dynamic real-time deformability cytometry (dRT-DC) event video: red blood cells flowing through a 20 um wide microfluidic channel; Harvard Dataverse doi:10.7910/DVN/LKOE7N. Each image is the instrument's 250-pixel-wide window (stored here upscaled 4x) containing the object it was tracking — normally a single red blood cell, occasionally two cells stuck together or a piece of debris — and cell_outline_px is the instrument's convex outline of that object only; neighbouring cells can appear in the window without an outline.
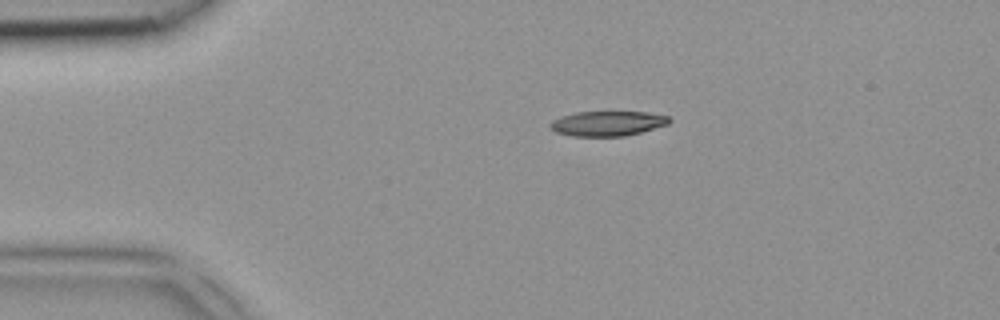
{"species": "common noctule bat (a hibernating species)", "species_latin": "Nyctalus noctula", "temperature_condition": "room temperature", "stored_images_in_passage": 3, "camera_frame_rate_fps": 3000, "um_per_image_px": 0.085, "animal": {"sex": "female", "body_mass_g": 18.4}, "frame": {"image": 1, "passage_image": 3, "time_ms": 0.667, "image_size_px": [1000, 320], "cell_outline_px": [[672, 120], [668, 124], [640, 132], [624, 136], [572, 136], [556, 132], [548, 128], [548, 124], [552, 120], [560, 116], [576, 112], [648, 112], [668, 116]], "centroid_in_image_um": [51.59, 10.49], "position_along_channel_um": 33.4, "area_um2": 17.34}}